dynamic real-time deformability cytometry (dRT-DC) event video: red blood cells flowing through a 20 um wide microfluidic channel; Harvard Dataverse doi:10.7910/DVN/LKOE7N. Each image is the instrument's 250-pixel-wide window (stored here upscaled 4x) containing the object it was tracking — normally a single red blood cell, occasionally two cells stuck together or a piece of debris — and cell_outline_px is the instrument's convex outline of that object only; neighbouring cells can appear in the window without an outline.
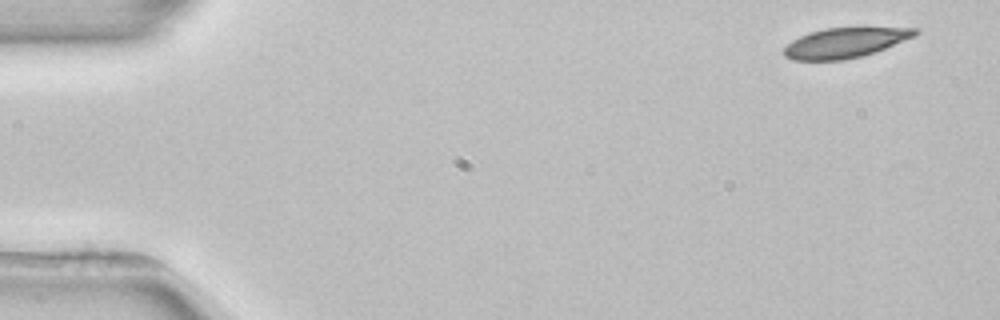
{"species": "common noctule bat (a hibernating species)", "species_latin": "Nyctalus noctula", "temperature_condition": "room temperature", "stored_images_in_passage": 3, "camera_frame_rate_fps": 3000, "um_per_image_px": 0.085, "animal": {"sex": "female", "body_mass_g": 22.7, "forearm_length_mm": 54.2}, "frame": {"image": 1, "passage_image": 1, "time_ms": 0.0, "image_size_px": [1000, 320], "cell_outline_px": [[920, 32], [916, 36], [876, 52], [844, 60], [792, 60], [784, 56], [784, 48], [792, 40], [808, 32], [824, 28], [920, 28]], "centroid_in_image_um": [71.84, 3.63], "position_along_channel_um": 13.2, "area_um2": 22.95}}